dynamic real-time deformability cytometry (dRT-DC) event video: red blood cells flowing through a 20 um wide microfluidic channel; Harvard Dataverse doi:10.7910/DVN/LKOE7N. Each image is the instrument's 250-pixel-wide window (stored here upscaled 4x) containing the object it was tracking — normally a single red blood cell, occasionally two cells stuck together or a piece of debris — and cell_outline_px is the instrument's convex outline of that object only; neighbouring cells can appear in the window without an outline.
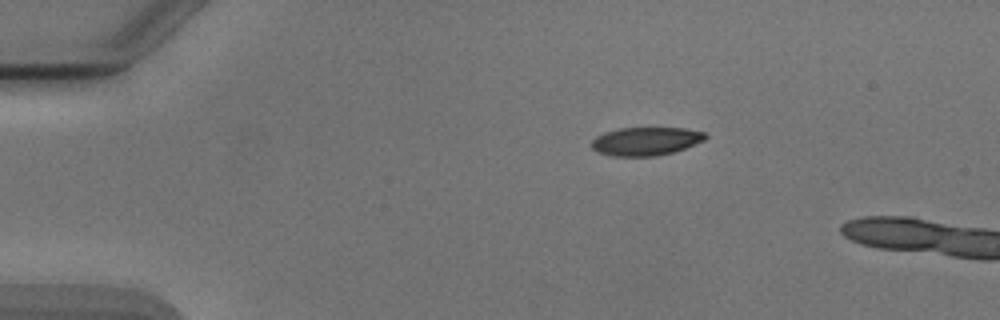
{"species": "Egyptian fruit bat (a non-hibernating species)", "species_latin": "Rousettus aegyptiacus", "temperature_condition": "cold", "stored_images_in_passage": 41, "camera_frame_rate_fps": 3000, "um_per_image_px": 0.085, "animal": {"sex": "male"}, "frame": {"image": 1, "passage_image": 1, "time_ms": 0.0, "image_size_px": [1000, 320], "cell_outline_px": [[708, 136], [704, 140], [684, 148], [672, 152], [656, 156], [612, 156], [596, 152], [592, 148], [592, 140], [596, 136], [604, 132], [620, 128], [684, 128], [704, 132]], "centroid_in_image_um": [54.86, 12.0], "position_along_channel_um": 30.1, "area_um2": 18.73}}
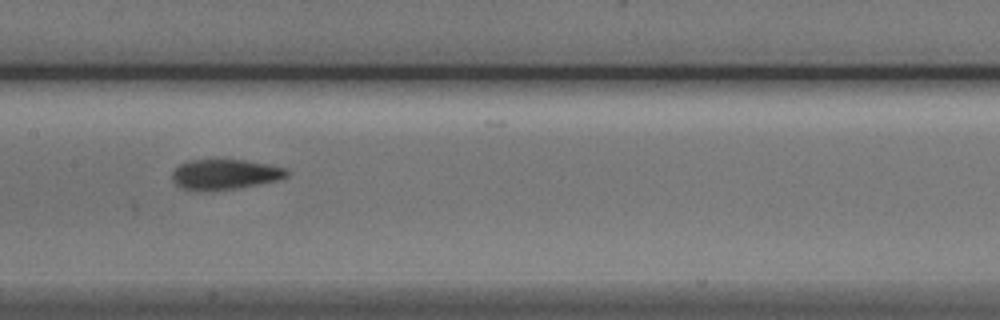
{"frame": {"image": 2, "passage_image": 18, "time_ms": 5.667, "image_size_px": [1000, 320], "cell_outline_px": [[288, 176], [280, 180], [240, 188], [204, 192], [180, 188], [172, 180], [172, 172], [180, 164], [188, 160], [244, 160], [268, 164], [288, 168]], "centroid_in_image_um": [19.13, 14.84], "position_along_channel_um": 188.3, "area_um2": 20.58}}
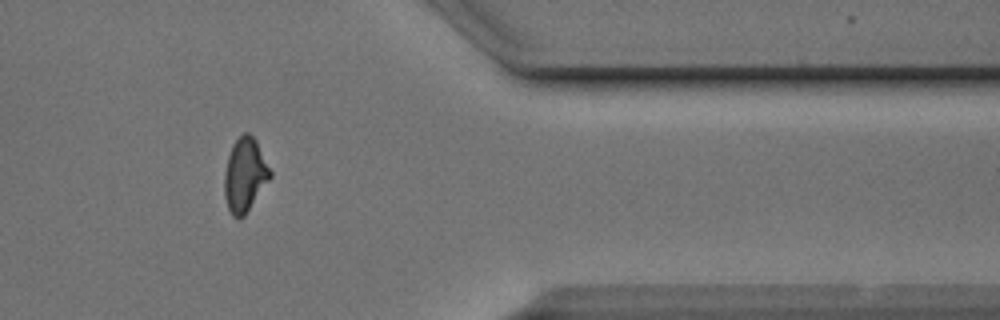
{"frame": {"image": 3, "passage_image": 35, "time_ms": 11.333, "image_size_px": [1000, 320], "cell_outline_px": [[272, 176], [244, 216], [240, 220], [232, 216], [228, 208], [224, 192], [224, 172], [228, 156], [232, 144], [244, 132], [248, 132], [256, 140], [272, 172]], "centroid_in_image_um": [20.81, 14.87], "position_along_channel_um": 390.6, "area_um2": 19.71}, "authors_computed_cell_mechanics": {"area_um2": 20.1144, "velocity_mm_per_s": 3.8969, "shape_relaxation_time_tau1_ms": 4.7128, "shape_relaxation_time_tau2_ms": 1.9984, "deformation_change_tau1": 0.1409, "deformation_change_tau2": 0.074}}